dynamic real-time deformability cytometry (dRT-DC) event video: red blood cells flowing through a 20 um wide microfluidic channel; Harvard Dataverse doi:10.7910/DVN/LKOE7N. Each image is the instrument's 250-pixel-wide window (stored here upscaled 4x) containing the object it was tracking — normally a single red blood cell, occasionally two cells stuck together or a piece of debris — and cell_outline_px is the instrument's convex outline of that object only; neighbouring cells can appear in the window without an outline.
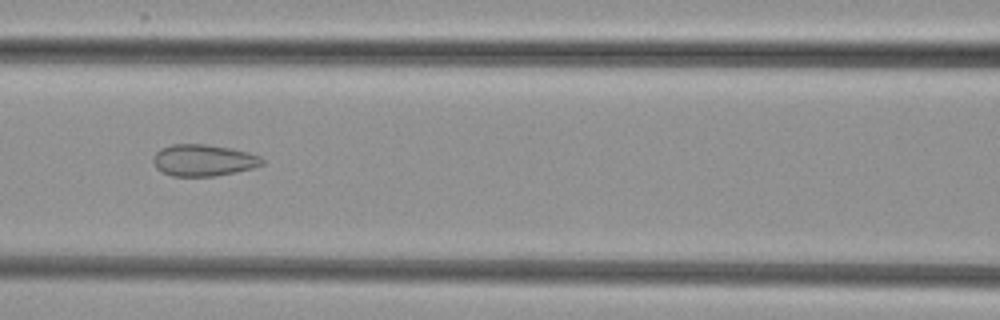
{"species": "common noctule bat (a hibernating species)", "species_latin": "Nyctalus noctula", "temperature_condition": "cold", "stored_images_in_passage": 7, "camera_frame_rate_fps": 3000, "um_per_image_px": 0.085, "animal": {"sex": "female", "body_mass_g": 29.2, "forearm_length_mm": 56.3}, "frame": {"image": 1, "passage_image": 7, "time_ms": 7.0, "image_size_px": [1000, 320], "cell_outline_px": [[264, 164], [252, 168], [236, 172], [216, 176], [172, 176], [156, 168], [152, 160], [152, 156], [160, 148], [172, 144], [208, 144], [232, 148], [248, 152], [260, 156], [264, 160]], "centroid_in_image_um": [17.29, 13.61], "position_along_channel_um": 149.3, "area_um2": 20.29}}